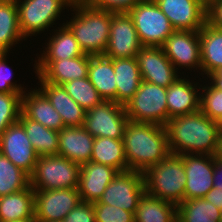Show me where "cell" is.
Listing matches in <instances>:
<instances>
[{
    "mask_svg": "<svg viewBox=\"0 0 222 222\" xmlns=\"http://www.w3.org/2000/svg\"><path fill=\"white\" fill-rule=\"evenodd\" d=\"M95 222H135L134 213L108 204L93 203Z\"/></svg>",
    "mask_w": 222,
    "mask_h": 222,
    "instance_id": "38",
    "label": "cell"
},
{
    "mask_svg": "<svg viewBox=\"0 0 222 222\" xmlns=\"http://www.w3.org/2000/svg\"><path fill=\"white\" fill-rule=\"evenodd\" d=\"M54 34L49 38L45 51L37 61H56L61 59H71L84 54L74 34L64 24L58 30H54Z\"/></svg>",
    "mask_w": 222,
    "mask_h": 222,
    "instance_id": "28",
    "label": "cell"
},
{
    "mask_svg": "<svg viewBox=\"0 0 222 222\" xmlns=\"http://www.w3.org/2000/svg\"><path fill=\"white\" fill-rule=\"evenodd\" d=\"M129 121L123 105L103 100L86 111L83 127L95 137L122 139Z\"/></svg>",
    "mask_w": 222,
    "mask_h": 222,
    "instance_id": "9",
    "label": "cell"
},
{
    "mask_svg": "<svg viewBox=\"0 0 222 222\" xmlns=\"http://www.w3.org/2000/svg\"><path fill=\"white\" fill-rule=\"evenodd\" d=\"M35 192L26 189L0 197V222H12L34 217Z\"/></svg>",
    "mask_w": 222,
    "mask_h": 222,
    "instance_id": "27",
    "label": "cell"
},
{
    "mask_svg": "<svg viewBox=\"0 0 222 222\" xmlns=\"http://www.w3.org/2000/svg\"><path fill=\"white\" fill-rule=\"evenodd\" d=\"M90 161L111 166L119 172L128 170L122 139L95 137Z\"/></svg>",
    "mask_w": 222,
    "mask_h": 222,
    "instance_id": "31",
    "label": "cell"
},
{
    "mask_svg": "<svg viewBox=\"0 0 222 222\" xmlns=\"http://www.w3.org/2000/svg\"><path fill=\"white\" fill-rule=\"evenodd\" d=\"M40 90L61 115L65 127H81L84 125L86 110L83 109L66 91L63 85L45 82L37 75Z\"/></svg>",
    "mask_w": 222,
    "mask_h": 222,
    "instance_id": "20",
    "label": "cell"
},
{
    "mask_svg": "<svg viewBox=\"0 0 222 222\" xmlns=\"http://www.w3.org/2000/svg\"><path fill=\"white\" fill-rule=\"evenodd\" d=\"M177 222H222L220 209L205 198L184 200L177 206Z\"/></svg>",
    "mask_w": 222,
    "mask_h": 222,
    "instance_id": "33",
    "label": "cell"
},
{
    "mask_svg": "<svg viewBox=\"0 0 222 222\" xmlns=\"http://www.w3.org/2000/svg\"><path fill=\"white\" fill-rule=\"evenodd\" d=\"M30 176L0 153V197L26 189Z\"/></svg>",
    "mask_w": 222,
    "mask_h": 222,
    "instance_id": "34",
    "label": "cell"
},
{
    "mask_svg": "<svg viewBox=\"0 0 222 222\" xmlns=\"http://www.w3.org/2000/svg\"><path fill=\"white\" fill-rule=\"evenodd\" d=\"M118 172L111 166L93 161L81 165L78 186L81 201L97 202Z\"/></svg>",
    "mask_w": 222,
    "mask_h": 222,
    "instance_id": "19",
    "label": "cell"
},
{
    "mask_svg": "<svg viewBox=\"0 0 222 222\" xmlns=\"http://www.w3.org/2000/svg\"><path fill=\"white\" fill-rule=\"evenodd\" d=\"M21 112L27 118L41 123L46 128L59 132L65 127L61 115L40 89L34 88L22 95Z\"/></svg>",
    "mask_w": 222,
    "mask_h": 222,
    "instance_id": "23",
    "label": "cell"
},
{
    "mask_svg": "<svg viewBox=\"0 0 222 222\" xmlns=\"http://www.w3.org/2000/svg\"><path fill=\"white\" fill-rule=\"evenodd\" d=\"M39 156L57 155L59 148V132L46 128L41 123L27 118L22 112L18 120Z\"/></svg>",
    "mask_w": 222,
    "mask_h": 222,
    "instance_id": "29",
    "label": "cell"
},
{
    "mask_svg": "<svg viewBox=\"0 0 222 222\" xmlns=\"http://www.w3.org/2000/svg\"><path fill=\"white\" fill-rule=\"evenodd\" d=\"M144 192L143 172L136 170L122 171L118 172L101 198L94 203L112 205L135 214L139 199Z\"/></svg>",
    "mask_w": 222,
    "mask_h": 222,
    "instance_id": "10",
    "label": "cell"
},
{
    "mask_svg": "<svg viewBox=\"0 0 222 222\" xmlns=\"http://www.w3.org/2000/svg\"><path fill=\"white\" fill-rule=\"evenodd\" d=\"M186 173L184 200L204 198L213 188L214 156L205 154L179 155Z\"/></svg>",
    "mask_w": 222,
    "mask_h": 222,
    "instance_id": "15",
    "label": "cell"
},
{
    "mask_svg": "<svg viewBox=\"0 0 222 222\" xmlns=\"http://www.w3.org/2000/svg\"><path fill=\"white\" fill-rule=\"evenodd\" d=\"M213 187L222 190V159L214 155Z\"/></svg>",
    "mask_w": 222,
    "mask_h": 222,
    "instance_id": "43",
    "label": "cell"
},
{
    "mask_svg": "<svg viewBox=\"0 0 222 222\" xmlns=\"http://www.w3.org/2000/svg\"><path fill=\"white\" fill-rule=\"evenodd\" d=\"M216 156L222 159V132L220 133V139H219L218 150H217Z\"/></svg>",
    "mask_w": 222,
    "mask_h": 222,
    "instance_id": "46",
    "label": "cell"
},
{
    "mask_svg": "<svg viewBox=\"0 0 222 222\" xmlns=\"http://www.w3.org/2000/svg\"><path fill=\"white\" fill-rule=\"evenodd\" d=\"M134 217L135 222H177V206L144 192Z\"/></svg>",
    "mask_w": 222,
    "mask_h": 222,
    "instance_id": "30",
    "label": "cell"
},
{
    "mask_svg": "<svg viewBox=\"0 0 222 222\" xmlns=\"http://www.w3.org/2000/svg\"><path fill=\"white\" fill-rule=\"evenodd\" d=\"M0 153L29 176L34 172L39 157L19 121L0 135Z\"/></svg>",
    "mask_w": 222,
    "mask_h": 222,
    "instance_id": "13",
    "label": "cell"
},
{
    "mask_svg": "<svg viewBox=\"0 0 222 222\" xmlns=\"http://www.w3.org/2000/svg\"><path fill=\"white\" fill-rule=\"evenodd\" d=\"M206 7H208L212 2L216 0H200Z\"/></svg>",
    "mask_w": 222,
    "mask_h": 222,
    "instance_id": "48",
    "label": "cell"
},
{
    "mask_svg": "<svg viewBox=\"0 0 222 222\" xmlns=\"http://www.w3.org/2000/svg\"><path fill=\"white\" fill-rule=\"evenodd\" d=\"M81 165L59 155L39 156L30 175L33 190L78 188Z\"/></svg>",
    "mask_w": 222,
    "mask_h": 222,
    "instance_id": "5",
    "label": "cell"
},
{
    "mask_svg": "<svg viewBox=\"0 0 222 222\" xmlns=\"http://www.w3.org/2000/svg\"><path fill=\"white\" fill-rule=\"evenodd\" d=\"M207 22L222 30V0H216L207 7Z\"/></svg>",
    "mask_w": 222,
    "mask_h": 222,
    "instance_id": "42",
    "label": "cell"
},
{
    "mask_svg": "<svg viewBox=\"0 0 222 222\" xmlns=\"http://www.w3.org/2000/svg\"><path fill=\"white\" fill-rule=\"evenodd\" d=\"M19 27L24 38L35 36L59 19L62 9L71 7L74 0H15ZM66 7V8H65Z\"/></svg>",
    "mask_w": 222,
    "mask_h": 222,
    "instance_id": "8",
    "label": "cell"
},
{
    "mask_svg": "<svg viewBox=\"0 0 222 222\" xmlns=\"http://www.w3.org/2000/svg\"><path fill=\"white\" fill-rule=\"evenodd\" d=\"M25 39L19 27L18 8L15 0L0 3V53H9L11 47Z\"/></svg>",
    "mask_w": 222,
    "mask_h": 222,
    "instance_id": "32",
    "label": "cell"
},
{
    "mask_svg": "<svg viewBox=\"0 0 222 222\" xmlns=\"http://www.w3.org/2000/svg\"><path fill=\"white\" fill-rule=\"evenodd\" d=\"M208 84L201 88L204 93L200 94V111L210 119L217 121L222 130V91L211 83Z\"/></svg>",
    "mask_w": 222,
    "mask_h": 222,
    "instance_id": "37",
    "label": "cell"
},
{
    "mask_svg": "<svg viewBox=\"0 0 222 222\" xmlns=\"http://www.w3.org/2000/svg\"><path fill=\"white\" fill-rule=\"evenodd\" d=\"M88 78L103 100L116 102L113 59L105 55H90Z\"/></svg>",
    "mask_w": 222,
    "mask_h": 222,
    "instance_id": "25",
    "label": "cell"
},
{
    "mask_svg": "<svg viewBox=\"0 0 222 222\" xmlns=\"http://www.w3.org/2000/svg\"><path fill=\"white\" fill-rule=\"evenodd\" d=\"M34 216L38 222L63 221L81 201L78 188L34 190Z\"/></svg>",
    "mask_w": 222,
    "mask_h": 222,
    "instance_id": "11",
    "label": "cell"
},
{
    "mask_svg": "<svg viewBox=\"0 0 222 222\" xmlns=\"http://www.w3.org/2000/svg\"><path fill=\"white\" fill-rule=\"evenodd\" d=\"M175 30L199 31L207 22V7L200 0H154Z\"/></svg>",
    "mask_w": 222,
    "mask_h": 222,
    "instance_id": "16",
    "label": "cell"
},
{
    "mask_svg": "<svg viewBox=\"0 0 222 222\" xmlns=\"http://www.w3.org/2000/svg\"><path fill=\"white\" fill-rule=\"evenodd\" d=\"M90 55L83 54L71 59L35 61V73L45 82L63 85L75 79L88 77Z\"/></svg>",
    "mask_w": 222,
    "mask_h": 222,
    "instance_id": "18",
    "label": "cell"
},
{
    "mask_svg": "<svg viewBox=\"0 0 222 222\" xmlns=\"http://www.w3.org/2000/svg\"><path fill=\"white\" fill-rule=\"evenodd\" d=\"M167 88L142 81L134 96L124 105L130 121L165 126L168 121Z\"/></svg>",
    "mask_w": 222,
    "mask_h": 222,
    "instance_id": "6",
    "label": "cell"
},
{
    "mask_svg": "<svg viewBox=\"0 0 222 222\" xmlns=\"http://www.w3.org/2000/svg\"><path fill=\"white\" fill-rule=\"evenodd\" d=\"M64 222H95L93 203L80 201L64 218Z\"/></svg>",
    "mask_w": 222,
    "mask_h": 222,
    "instance_id": "41",
    "label": "cell"
},
{
    "mask_svg": "<svg viewBox=\"0 0 222 222\" xmlns=\"http://www.w3.org/2000/svg\"><path fill=\"white\" fill-rule=\"evenodd\" d=\"M193 84L189 79L179 77L167 88L168 120L200 110V92L197 89L201 88H196L197 82Z\"/></svg>",
    "mask_w": 222,
    "mask_h": 222,
    "instance_id": "22",
    "label": "cell"
},
{
    "mask_svg": "<svg viewBox=\"0 0 222 222\" xmlns=\"http://www.w3.org/2000/svg\"><path fill=\"white\" fill-rule=\"evenodd\" d=\"M207 201L212 203L217 208L222 206V190L219 188L213 187L204 197Z\"/></svg>",
    "mask_w": 222,
    "mask_h": 222,
    "instance_id": "44",
    "label": "cell"
},
{
    "mask_svg": "<svg viewBox=\"0 0 222 222\" xmlns=\"http://www.w3.org/2000/svg\"><path fill=\"white\" fill-rule=\"evenodd\" d=\"M142 81L168 88L177 78V70L161 47L143 46L136 54Z\"/></svg>",
    "mask_w": 222,
    "mask_h": 222,
    "instance_id": "17",
    "label": "cell"
},
{
    "mask_svg": "<svg viewBox=\"0 0 222 222\" xmlns=\"http://www.w3.org/2000/svg\"><path fill=\"white\" fill-rule=\"evenodd\" d=\"M170 154L216 155L222 132L217 121L200 110L172 117L165 125Z\"/></svg>",
    "mask_w": 222,
    "mask_h": 222,
    "instance_id": "1",
    "label": "cell"
},
{
    "mask_svg": "<svg viewBox=\"0 0 222 222\" xmlns=\"http://www.w3.org/2000/svg\"><path fill=\"white\" fill-rule=\"evenodd\" d=\"M67 93L86 111L99 105L103 99L89 78L75 79L63 84Z\"/></svg>",
    "mask_w": 222,
    "mask_h": 222,
    "instance_id": "35",
    "label": "cell"
},
{
    "mask_svg": "<svg viewBox=\"0 0 222 222\" xmlns=\"http://www.w3.org/2000/svg\"><path fill=\"white\" fill-rule=\"evenodd\" d=\"M6 56H8L7 53H0V93H21L23 95L26 92L23 89L26 88L21 87V84L11 82L13 75L5 61Z\"/></svg>",
    "mask_w": 222,
    "mask_h": 222,
    "instance_id": "39",
    "label": "cell"
},
{
    "mask_svg": "<svg viewBox=\"0 0 222 222\" xmlns=\"http://www.w3.org/2000/svg\"><path fill=\"white\" fill-rule=\"evenodd\" d=\"M12 222H38V221L35 219V216H34L33 218H30V219L17 220V221H12Z\"/></svg>",
    "mask_w": 222,
    "mask_h": 222,
    "instance_id": "47",
    "label": "cell"
},
{
    "mask_svg": "<svg viewBox=\"0 0 222 222\" xmlns=\"http://www.w3.org/2000/svg\"><path fill=\"white\" fill-rule=\"evenodd\" d=\"M116 81V103L125 105L134 96L142 82L141 73L133 58L113 59Z\"/></svg>",
    "mask_w": 222,
    "mask_h": 222,
    "instance_id": "24",
    "label": "cell"
},
{
    "mask_svg": "<svg viewBox=\"0 0 222 222\" xmlns=\"http://www.w3.org/2000/svg\"><path fill=\"white\" fill-rule=\"evenodd\" d=\"M145 192L178 206L184 201L186 173L183 159L169 154L144 172Z\"/></svg>",
    "mask_w": 222,
    "mask_h": 222,
    "instance_id": "4",
    "label": "cell"
},
{
    "mask_svg": "<svg viewBox=\"0 0 222 222\" xmlns=\"http://www.w3.org/2000/svg\"><path fill=\"white\" fill-rule=\"evenodd\" d=\"M122 141L128 170L144 172L170 154L165 126L159 124L129 120Z\"/></svg>",
    "mask_w": 222,
    "mask_h": 222,
    "instance_id": "2",
    "label": "cell"
},
{
    "mask_svg": "<svg viewBox=\"0 0 222 222\" xmlns=\"http://www.w3.org/2000/svg\"><path fill=\"white\" fill-rule=\"evenodd\" d=\"M161 48L176 70H179L178 66L201 71L199 31L175 30Z\"/></svg>",
    "mask_w": 222,
    "mask_h": 222,
    "instance_id": "14",
    "label": "cell"
},
{
    "mask_svg": "<svg viewBox=\"0 0 222 222\" xmlns=\"http://www.w3.org/2000/svg\"><path fill=\"white\" fill-rule=\"evenodd\" d=\"M142 46L161 47L174 31L154 0H141L128 11Z\"/></svg>",
    "mask_w": 222,
    "mask_h": 222,
    "instance_id": "7",
    "label": "cell"
},
{
    "mask_svg": "<svg viewBox=\"0 0 222 222\" xmlns=\"http://www.w3.org/2000/svg\"><path fill=\"white\" fill-rule=\"evenodd\" d=\"M142 47L128 12H112L109 40L104 55L111 59L133 58Z\"/></svg>",
    "mask_w": 222,
    "mask_h": 222,
    "instance_id": "12",
    "label": "cell"
},
{
    "mask_svg": "<svg viewBox=\"0 0 222 222\" xmlns=\"http://www.w3.org/2000/svg\"><path fill=\"white\" fill-rule=\"evenodd\" d=\"M220 217H221V220H222V206L220 208Z\"/></svg>",
    "mask_w": 222,
    "mask_h": 222,
    "instance_id": "49",
    "label": "cell"
},
{
    "mask_svg": "<svg viewBox=\"0 0 222 222\" xmlns=\"http://www.w3.org/2000/svg\"><path fill=\"white\" fill-rule=\"evenodd\" d=\"M21 110V93H0V135L19 120Z\"/></svg>",
    "mask_w": 222,
    "mask_h": 222,
    "instance_id": "36",
    "label": "cell"
},
{
    "mask_svg": "<svg viewBox=\"0 0 222 222\" xmlns=\"http://www.w3.org/2000/svg\"><path fill=\"white\" fill-rule=\"evenodd\" d=\"M92 7L114 13L128 12L141 0H84Z\"/></svg>",
    "mask_w": 222,
    "mask_h": 222,
    "instance_id": "40",
    "label": "cell"
},
{
    "mask_svg": "<svg viewBox=\"0 0 222 222\" xmlns=\"http://www.w3.org/2000/svg\"><path fill=\"white\" fill-rule=\"evenodd\" d=\"M201 72L207 77L222 68V30L208 22L199 30Z\"/></svg>",
    "mask_w": 222,
    "mask_h": 222,
    "instance_id": "26",
    "label": "cell"
},
{
    "mask_svg": "<svg viewBox=\"0 0 222 222\" xmlns=\"http://www.w3.org/2000/svg\"><path fill=\"white\" fill-rule=\"evenodd\" d=\"M210 78V83L217 88L218 90L222 91V68L211 75L208 76Z\"/></svg>",
    "mask_w": 222,
    "mask_h": 222,
    "instance_id": "45",
    "label": "cell"
},
{
    "mask_svg": "<svg viewBox=\"0 0 222 222\" xmlns=\"http://www.w3.org/2000/svg\"><path fill=\"white\" fill-rule=\"evenodd\" d=\"M95 138L83 127H64L59 131V156L79 165L90 162Z\"/></svg>",
    "mask_w": 222,
    "mask_h": 222,
    "instance_id": "21",
    "label": "cell"
},
{
    "mask_svg": "<svg viewBox=\"0 0 222 222\" xmlns=\"http://www.w3.org/2000/svg\"><path fill=\"white\" fill-rule=\"evenodd\" d=\"M75 15L65 24L74 34L81 50L88 55H104L109 40L112 12L74 0Z\"/></svg>",
    "mask_w": 222,
    "mask_h": 222,
    "instance_id": "3",
    "label": "cell"
}]
</instances>
